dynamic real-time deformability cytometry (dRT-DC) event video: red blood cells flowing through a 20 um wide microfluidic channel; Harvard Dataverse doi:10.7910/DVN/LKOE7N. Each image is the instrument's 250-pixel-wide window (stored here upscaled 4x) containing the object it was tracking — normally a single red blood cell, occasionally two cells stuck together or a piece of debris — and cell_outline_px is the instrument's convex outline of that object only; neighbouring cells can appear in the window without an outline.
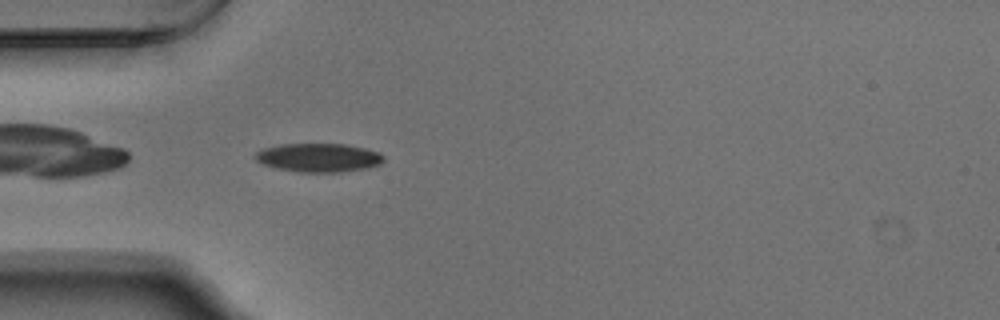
{"species": "Egyptian fruit bat (a non-hibernating species)", "species_latin": "Rousettus aegyptiacus", "temperature_condition": "warm", "stored_images_in_passage": 40, "camera_frame_rate_fps": 3000, "um_per_image_px": 0.085, "animal": {"sex": "male"}, "frame": {"image": 1, "passage_image": 2, "time_ms": 0.333, "image_size_px": [1000, 320], "cell_outline_px": [[384, 160], [380, 164], [368, 168], [340, 172], [304, 172], [276, 168], [264, 164], [256, 160], [256, 152], [264, 148], [280, 144], [344, 144], [364, 148], [380, 152], [384, 156]], "centroid_in_image_um": [27.12, 13.39], "position_along_channel_um": 57.9, "area_um2": 21.33}}
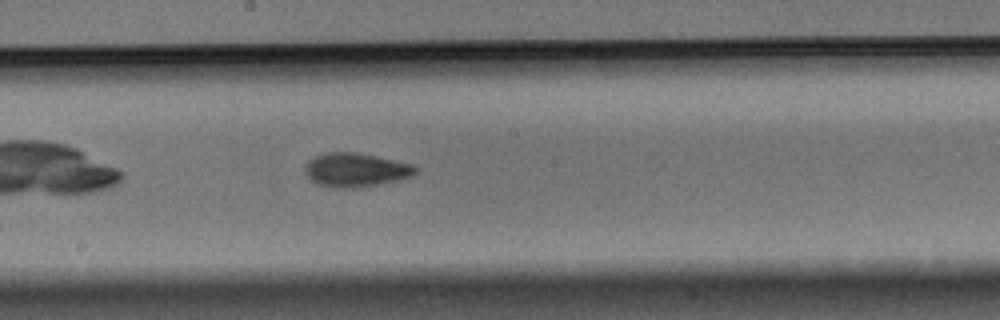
{"frame": {"image": 2, "passage_image": 15, "time_ms": 4.667, "image_size_px": [1000, 320], "cell_outline_px": [[420, 168], [412, 176], [400, 180], [356, 188], [332, 188], [316, 184], [304, 172], [304, 164], [312, 156], [324, 152], [356, 152], [396, 160], [412, 164]], "centroid_in_image_um": [30.21, 14.44], "position_along_channel_um": 218.0, "area_um2": 22.25}}
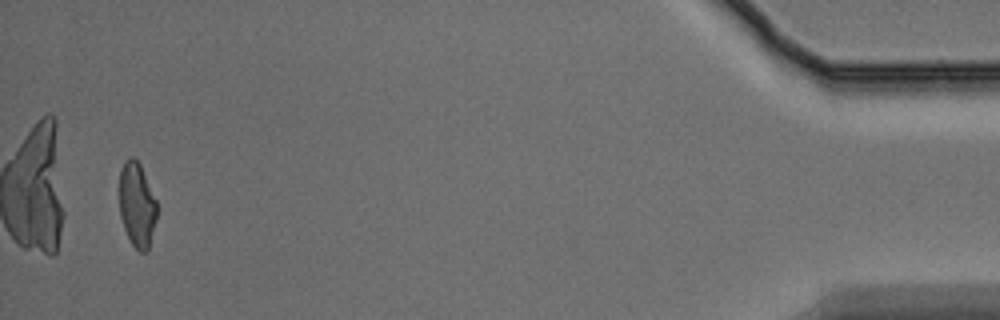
{"frame": {"image": 3, "passage_image": 38, "time_ms": 12.333, "image_size_px": [1000, 320], "cell_outline_px": [[156, 220], [148, 248], [144, 252], [140, 252], [132, 244], [124, 228], [120, 216], [120, 172], [124, 160], [132, 156], [140, 164], [156, 200]], "centroid_in_image_um": [11.63, 17.39], "position_along_channel_um": 423.6, "area_um2": 18.21}, "authors_computed_cell_mechanics": {"area_um2": 20.519, "velocity_mm_per_s": 3.7577, "shape_relaxation_time_tau1_ms": 4.7037, "shape_relaxation_time_tau2_ms": 2.0715, "deformation_change_tau1": 0.1626, "deformation_change_tau2": 0.0738}}